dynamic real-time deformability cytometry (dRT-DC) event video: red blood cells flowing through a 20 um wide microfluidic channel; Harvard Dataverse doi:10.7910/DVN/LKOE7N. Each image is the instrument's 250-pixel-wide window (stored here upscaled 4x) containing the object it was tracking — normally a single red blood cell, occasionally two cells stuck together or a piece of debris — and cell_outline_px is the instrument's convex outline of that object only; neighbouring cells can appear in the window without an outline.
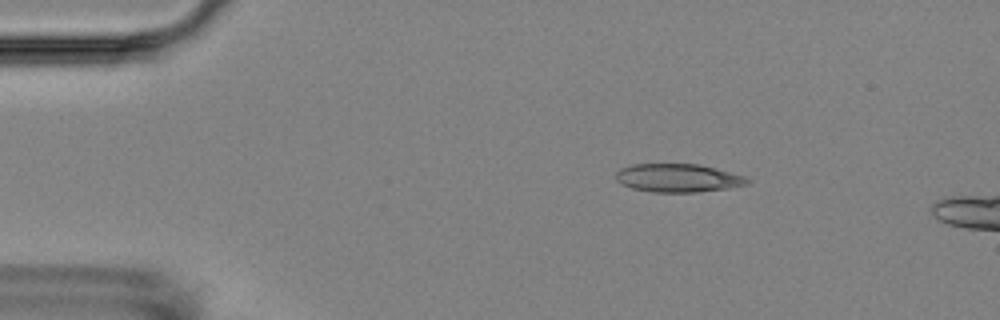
{"species": "Egyptian fruit bat (a non-hibernating species)", "species_latin": "Rousettus aegyptiacus", "temperature_condition": "room temperature", "stored_images_in_passage": 5, "camera_frame_rate_fps": 3000, "um_per_image_px": 0.085, "animal": {"sex": "female"}, "frame": {"image": 1, "passage_image": 3, "time_ms": 2.333, "image_size_px": [1000, 320], "cell_outline_px": [[752, 180], [748, 184], [728, 188], [696, 192], [652, 192], [632, 188], [620, 184], [616, 180], [616, 172], [620, 168], [632, 164], [700, 164], [716, 168], [744, 176]], "centroid_in_image_um": [57.62, 15.12], "position_along_channel_um": 27.4, "area_um2": 21.79}}